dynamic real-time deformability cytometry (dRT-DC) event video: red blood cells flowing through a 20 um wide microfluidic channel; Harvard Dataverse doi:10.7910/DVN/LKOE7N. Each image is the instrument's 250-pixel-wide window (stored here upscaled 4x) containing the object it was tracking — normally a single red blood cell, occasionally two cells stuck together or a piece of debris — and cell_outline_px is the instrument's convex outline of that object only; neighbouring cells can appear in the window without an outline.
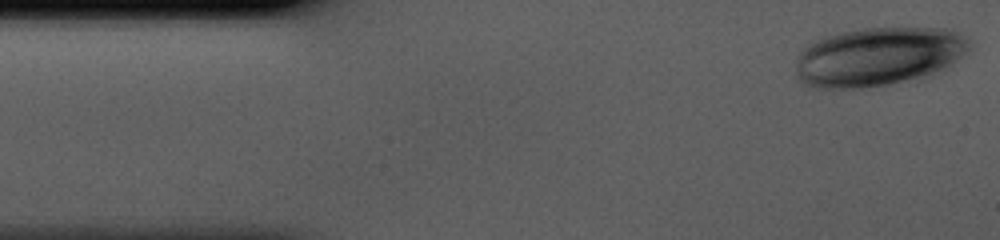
{"species": "human", "species_latin": "Homo sapiens", "temperature_condition": "cold", "stored_images_in_passage": 41, "camera_frame_rate_fps": 3000, "um_per_image_px": 0.085, "donor": {"sex": "male"}, "frame": {"image": 1, "passage_image": 1, "time_ms": 0.0, "image_size_px": [1000, 240], "cell_outline_px": [[972, 48], [968, 52], [956, 60], [924, 80], [860, 88], [808, 88], [796, 76], [796, 56], [812, 40], [820, 36], [860, 28], [948, 28], [956, 32], [968, 40]], "centroid_in_image_um": [74.63, 4.82], "position_along_channel_um": 10.4, "area_um2": 60.57}}
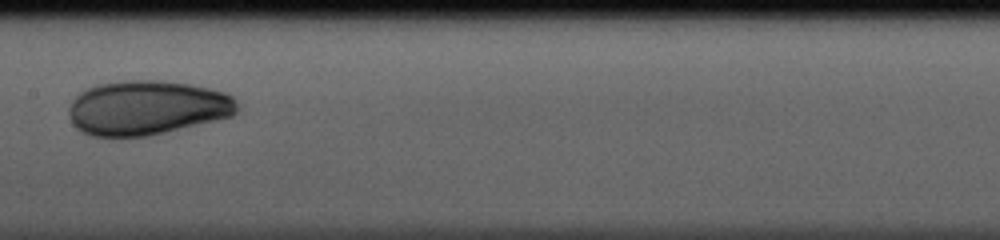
{"frame": {"image": 2, "passage_image": 20, "time_ms": 6.333, "image_size_px": [1000, 240], "cell_outline_px": [[236, 112], [232, 116], [148, 136], [92, 136], [76, 128], [72, 124], [68, 116], [68, 108], [72, 100], [80, 92], [96, 84], [124, 80], [160, 80], [192, 84], [224, 92], [232, 96], [236, 100]], "centroid_in_image_um": [12.45, 9.14], "position_along_channel_um": 194.9, "area_um2": 53.47}}
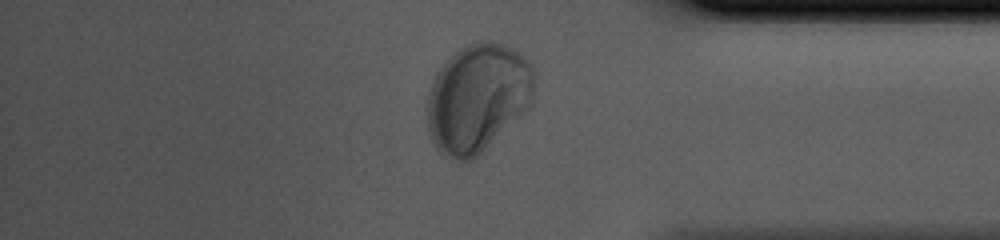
{"frame": {"image": 3, "passage_image": 35, "time_ms": 11.333, "image_size_px": [1000, 240], "cell_outline_px": [[536, 84], [532, 104], [528, 108], [472, 160], [460, 160], [440, 152], [436, 148], [432, 140], [428, 128], [428, 92], [436, 72], [464, 44], [472, 40], [496, 40], [508, 44], [516, 48], [532, 64], [536, 72]], "centroid_in_image_um": [40.66, 8.23], "position_along_channel_um": 394.5, "area_um2": 68.2}}